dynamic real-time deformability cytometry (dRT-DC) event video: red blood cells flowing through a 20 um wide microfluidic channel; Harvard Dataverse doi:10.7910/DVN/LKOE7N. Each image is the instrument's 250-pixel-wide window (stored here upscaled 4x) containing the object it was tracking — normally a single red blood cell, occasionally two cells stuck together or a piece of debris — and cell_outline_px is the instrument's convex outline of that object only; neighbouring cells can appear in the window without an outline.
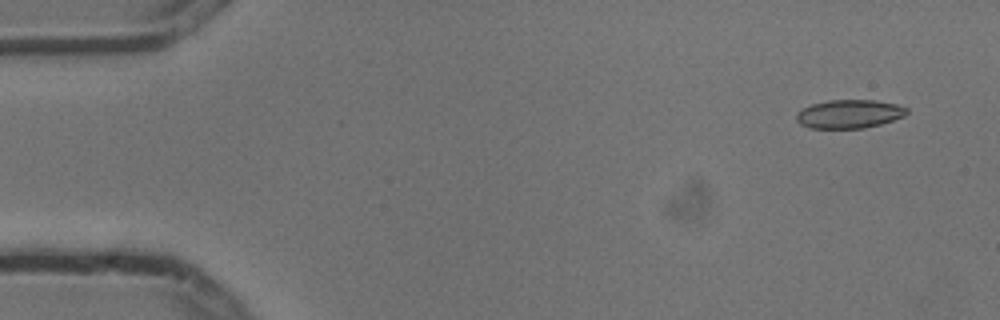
{"species": "common noctule bat (a hibernating species)", "species_latin": "Nyctalus noctula", "temperature_condition": "cold", "stored_images_in_passage": 5, "camera_frame_rate_fps": 3000, "um_per_image_px": 0.085, "animal": {"sex": "male", "body_mass_g": 13.3}, "frame": {"image": 1, "passage_image": 1, "time_ms": 0.0, "image_size_px": [1000, 320], "cell_outline_px": [[908, 112], [904, 116], [880, 124], [864, 128], [812, 128], [800, 124], [796, 120], [796, 112], [812, 104], [828, 100], [872, 100], [896, 104], [908, 108]], "centroid_in_image_um": [72.17, 9.68], "position_along_channel_um": 12.8, "area_um2": 18.26}}
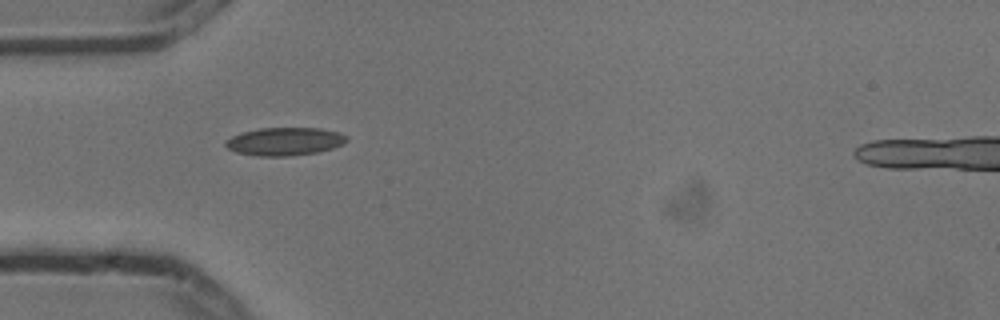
{"frame": {"image": 2, "passage_image": 4, "time_ms": 1.0, "image_size_px": [1000, 320], "cell_outline_px": [[348, 140], [344, 144], [332, 148], [316, 152], [288, 156], [256, 156], [236, 152], [228, 148], [224, 144], [224, 140], [240, 132], [260, 128], [320, 128], [336, 132], [348, 136]], "centroid_in_image_um": [24.17, 12.02], "position_along_channel_um": 60.8, "area_um2": 19.83}}
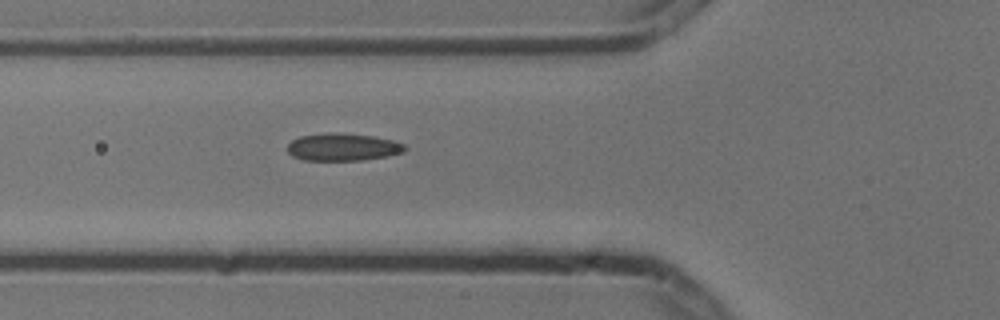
{"frame": {"image": 3, "passage_image": 5, "time_ms": 1.333, "image_size_px": [1000, 320], "cell_outline_px": [[408, 148], [404, 152], [388, 156], [364, 160], [304, 160], [292, 156], [288, 152], [288, 144], [292, 140], [300, 136], [332, 132], [336, 132], [376, 136], [392, 140], [404, 144]], "centroid_in_image_um": [29.17, 12.5], "position_along_channel_um": 96.6, "area_um2": 18.96}}